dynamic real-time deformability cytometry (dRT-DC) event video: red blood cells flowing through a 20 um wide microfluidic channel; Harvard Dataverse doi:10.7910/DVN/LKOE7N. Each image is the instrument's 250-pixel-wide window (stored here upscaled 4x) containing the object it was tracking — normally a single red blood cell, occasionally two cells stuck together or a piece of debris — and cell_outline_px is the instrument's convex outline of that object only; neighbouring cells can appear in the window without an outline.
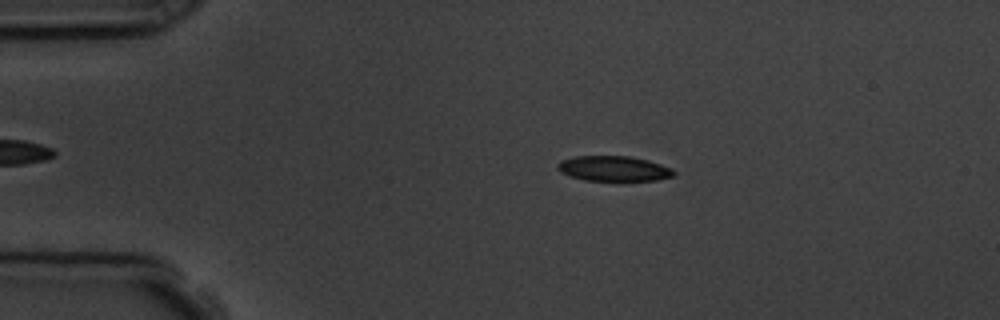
{"species": "common noctule bat (a hibernating species)", "species_latin": "Nyctalus noctula", "temperature_condition": "room temperature", "stored_images_in_passage": 8, "camera_frame_rate_fps": 3000, "um_per_image_px": 0.085, "animal": {"sex": "male", "body_mass_g": 19.5, "forearm_length_mm": 54.6}, "frame": {"image": 1, "passage_image": 2, "time_ms": 1.333, "image_size_px": [1000, 320], "cell_outline_px": [[676, 176], [656, 180], [584, 180], [568, 176], [560, 172], [556, 168], [556, 164], [560, 160], [572, 156], [628, 156], [648, 160], [672, 168], [676, 172]], "centroid_in_image_um": [52.13, 14.32], "position_along_channel_um": 32.9, "area_um2": 17.22}}
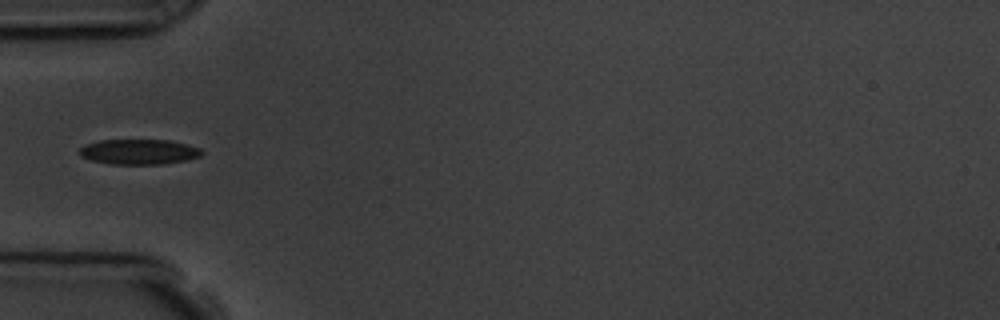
{"frame": {"image": 2, "passage_image": 4, "time_ms": 3.667, "image_size_px": [1000, 320], "cell_outline_px": [[204, 152], [200, 156], [188, 160], [164, 164], [108, 164], [92, 160], [80, 156], [80, 148], [84, 144], [100, 140], [168, 140], [188, 144], [200, 148]], "centroid_in_image_um": [11.83, 12.9], "position_along_channel_um": 73.2, "area_um2": 18.09}}